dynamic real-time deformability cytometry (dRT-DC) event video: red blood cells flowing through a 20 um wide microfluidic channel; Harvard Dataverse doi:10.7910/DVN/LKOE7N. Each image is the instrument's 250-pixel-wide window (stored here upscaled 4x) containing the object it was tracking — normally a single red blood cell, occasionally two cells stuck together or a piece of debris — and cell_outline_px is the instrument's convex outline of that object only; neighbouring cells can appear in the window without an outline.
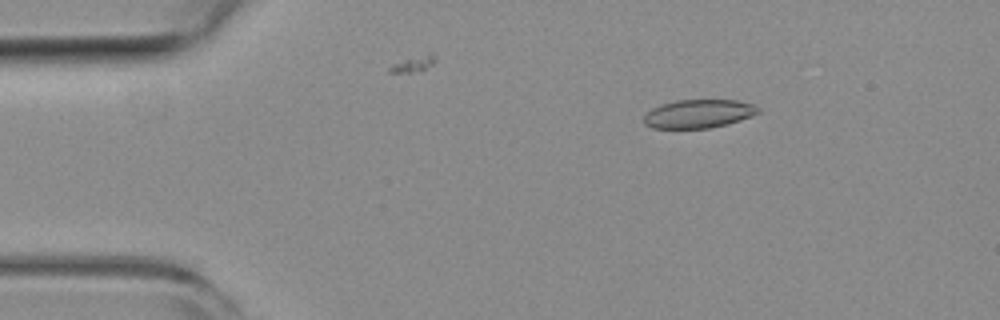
{"species": "common noctule bat (a hibernating species)", "species_latin": "Nyctalus noctula", "temperature_condition": "room temperature", "stored_images_in_passage": 19, "camera_frame_rate_fps": 3000, "um_per_image_px": 0.085, "animal": {"sex": "female", "body_mass_g": 19.3, "forearm_length_mm": 54.1}, "frame": {"image": 1, "passage_image": 2, "time_ms": 0.333, "image_size_px": [1000, 320], "cell_outline_px": [[760, 112], [752, 116], [728, 124], [708, 128], [652, 128], [644, 124], [644, 116], [652, 108], [660, 104], [676, 100], [736, 100], [752, 104], [760, 108]], "centroid_in_image_um": [59.38, 9.67], "position_along_channel_um": 25.6, "area_um2": 19.02}}
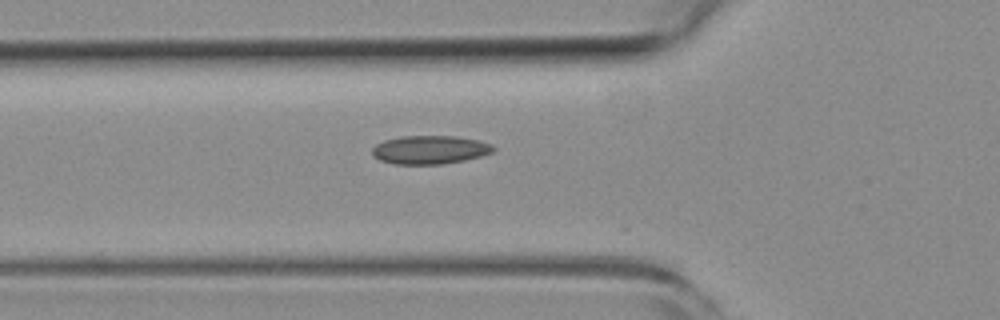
{"frame": {"image": 2, "passage_image": 12, "time_ms": 3.667, "image_size_px": [1000, 320], "cell_outline_px": [[496, 148], [492, 152], [480, 156], [464, 160], [440, 164], [392, 164], [380, 160], [372, 156], [372, 148], [376, 144], [384, 140], [400, 136], [456, 136], [480, 140], [492, 144]], "centroid_in_image_um": [36.53, 12.72], "position_along_channel_um": 89.3, "area_um2": 20.23}}
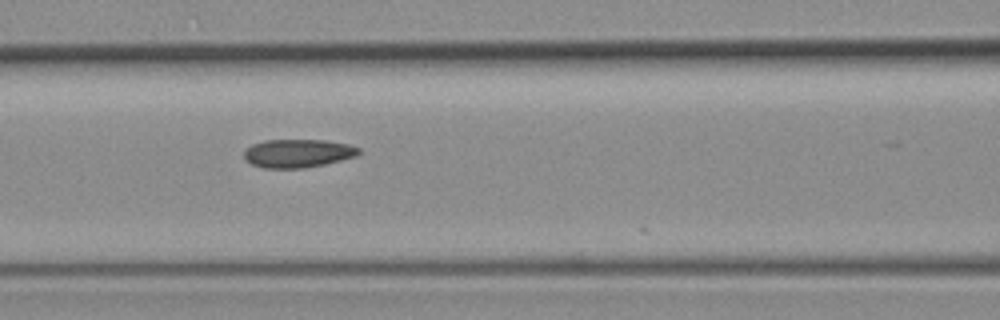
{"frame": {"image": 3, "passage_image": 16, "time_ms": 5.0, "image_size_px": [1000, 320], "cell_outline_px": [[360, 152], [356, 156], [324, 164], [304, 168], [264, 168], [252, 164], [244, 160], [244, 152], [252, 144], [264, 140], [324, 140], [348, 144], [360, 148]], "centroid_in_image_um": [25.3, 13.03], "position_along_channel_um": 141.3, "area_um2": 18.9}}